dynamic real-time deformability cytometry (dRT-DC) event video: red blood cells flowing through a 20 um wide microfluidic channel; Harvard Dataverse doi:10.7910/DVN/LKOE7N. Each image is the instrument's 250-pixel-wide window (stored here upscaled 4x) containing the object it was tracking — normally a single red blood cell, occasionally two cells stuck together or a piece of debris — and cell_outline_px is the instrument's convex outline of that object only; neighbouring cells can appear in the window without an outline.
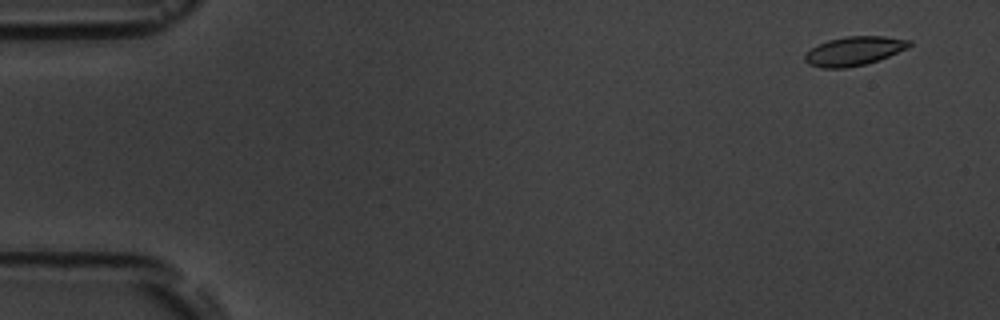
{"species": "common noctule bat (a hibernating species)", "species_latin": "Nyctalus noctula", "temperature_condition": "room temperature", "stored_images_in_passage": 4, "camera_frame_rate_fps": 3000, "um_per_image_px": 0.085, "animal": {"sex": "male", "body_mass_g": 19.5, "forearm_length_mm": 54.6}, "frame": {"image": 1, "passage_image": 2, "time_ms": 1.0, "image_size_px": [1000, 320], "cell_outline_px": [[912, 44], [908, 48], [888, 56], [864, 64], [844, 68], [820, 68], [808, 64], [804, 60], [804, 56], [812, 48], [828, 40], [844, 36], [884, 36], [912, 40]], "centroid_in_image_um": [72.6, 4.33], "position_along_channel_um": 12.4, "area_um2": 17.51}}